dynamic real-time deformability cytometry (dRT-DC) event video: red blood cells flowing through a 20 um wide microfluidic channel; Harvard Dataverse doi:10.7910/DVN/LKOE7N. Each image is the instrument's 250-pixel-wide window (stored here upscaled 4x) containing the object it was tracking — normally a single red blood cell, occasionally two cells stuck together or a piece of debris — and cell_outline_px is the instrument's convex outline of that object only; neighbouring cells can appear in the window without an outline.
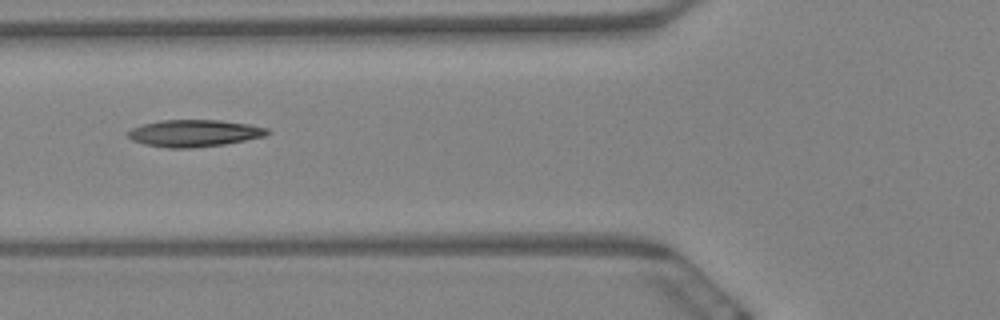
{"species": "Egyptian fruit bat (a non-hibernating species)", "species_latin": "Rousettus aegyptiacus", "temperature_condition": "warm", "stored_images_in_passage": 9, "camera_frame_rate_fps": 3000, "um_per_image_px": 0.085, "animal": {"sex": "female"}, "frame": {"image": 1, "passage_image": 6, "time_ms": 1.667, "image_size_px": [1000, 320], "cell_outline_px": [[272, 132], [264, 136], [224, 144], [192, 148], [168, 148], [144, 144], [132, 140], [124, 132], [132, 128], [144, 124], [160, 120], [220, 120], [248, 124], [268, 128]], "centroid_in_image_um": [16.49, 11.32], "position_along_channel_um": 109.3, "area_um2": 21.91}}
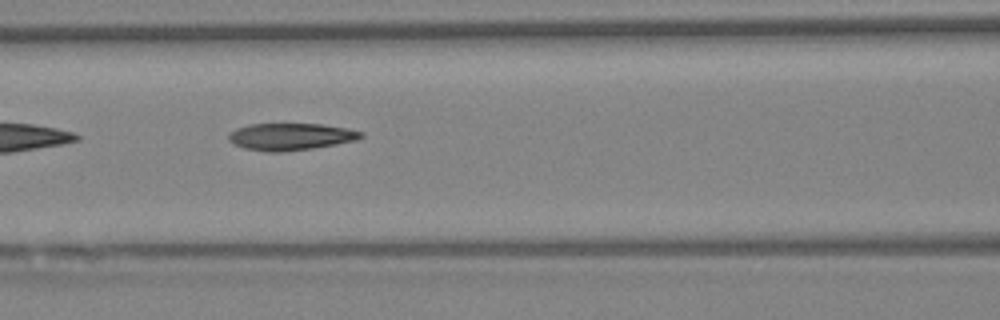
{"frame": {"image": 2, "passage_image": 7, "time_ms": 2.0, "image_size_px": [1000, 320], "cell_outline_px": [[364, 136], [356, 140], [336, 144], [312, 148], [280, 152], [268, 152], [244, 148], [228, 140], [228, 136], [236, 128], [248, 124], [324, 124], [348, 128], [364, 132]], "centroid_in_image_um": [24.74, 11.61], "position_along_channel_um": 141.9, "area_um2": 20.81}}
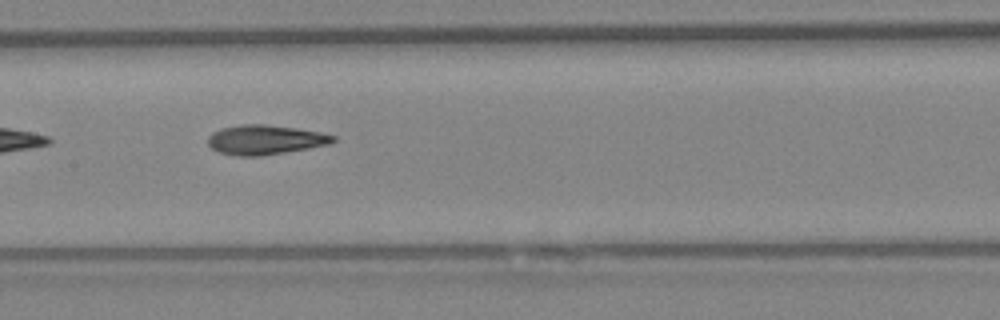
{"frame": {"image": 3, "passage_image": 8, "time_ms": 2.333, "image_size_px": [1000, 320], "cell_outline_px": [[336, 140], [328, 144], [308, 148], [260, 156], [236, 156], [220, 152], [212, 148], [208, 144], [208, 136], [212, 132], [220, 128], [240, 124], [264, 124], [296, 128], [320, 132], [336, 136]], "centroid_in_image_um": [22.51, 11.87], "position_along_channel_um": 184.9, "area_um2": 21.5}}